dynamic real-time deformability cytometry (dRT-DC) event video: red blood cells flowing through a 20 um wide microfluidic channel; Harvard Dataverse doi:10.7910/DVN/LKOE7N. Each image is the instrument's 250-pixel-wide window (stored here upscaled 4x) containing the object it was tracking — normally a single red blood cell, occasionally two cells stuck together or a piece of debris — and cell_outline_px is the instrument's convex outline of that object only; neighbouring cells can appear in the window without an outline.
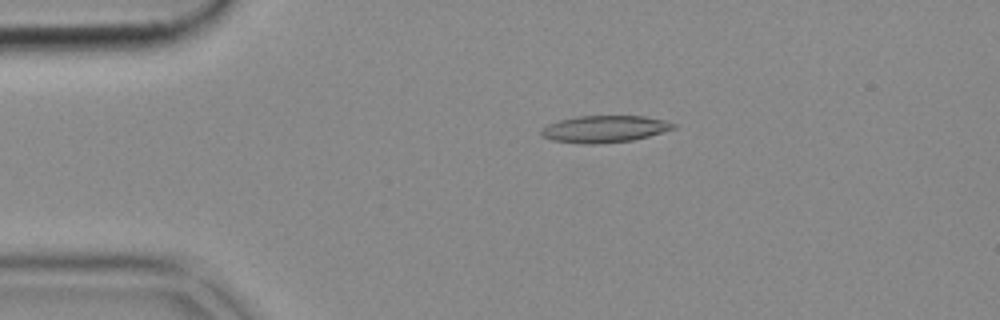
{"species": "common noctule bat (a hibernating species)", "species_latin": "Nyctalus noctula", "temperature_condition": "cold", "stored_images_in_passage": 52, "camera_frame_rate_fps": 3000, "um_per_image_px": 0.085, "animal": {"sex": "female", "body_mass_g": 18.4}, "frame": {"image": 1, "passage_image": 10, "time_ms": 3.0, "image_size_px": [1000, 320], "cell_outline_px": [[676, 128], [648, 136], [632, 140], [592, 144], [580, 144], [552, 140], [544, 136], [540, 132], [540, 128], [548, 124], [560, 120], [576, 116], [644, 116], [664, 120], [676, 124]], "centroid_in_image_um": [51.37, 10.96], "position_along_channel_um": 33.6, "area_um2": 20.63}}
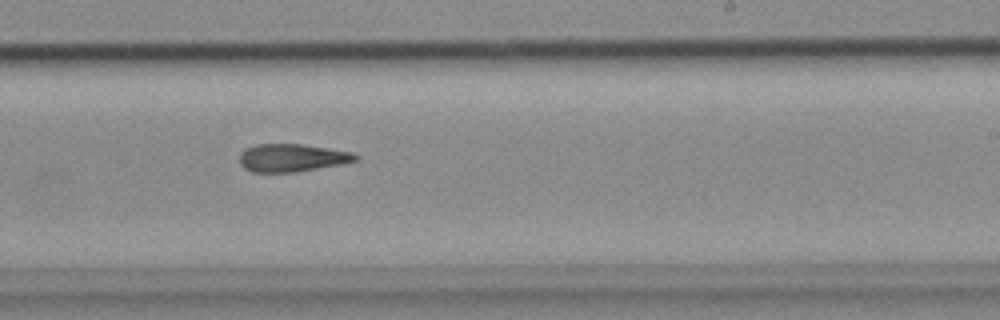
{"frame": {"image": 2, "passage_image": 31, "time_ms": 10.0, "image_size_px": [1000, 320], "cell_outline_px": [[360, 156], [356, 160], [340, 164], [296, 172], [252, 172], [244, 168], [240, 164], [240, 152], [244, 148], [256, 144], [300, 144], [352, 152]], "centroid_in_image_um": [24.77, 13.41], "position_along_channel_um": 264.2, "area_um2": 18.73}}
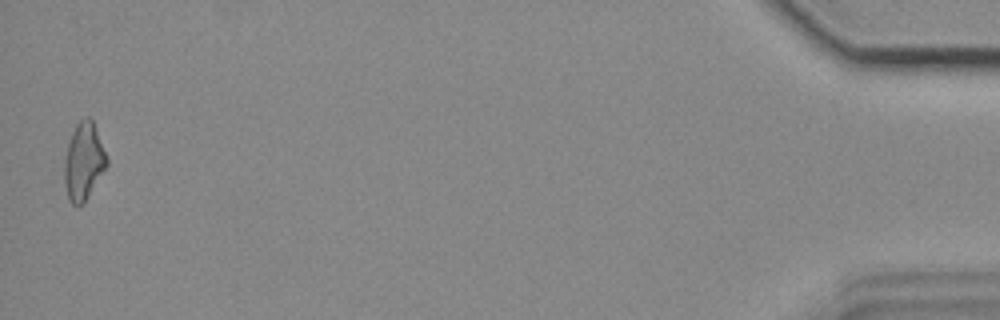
{"frame": {"image": 3, "passage_image": 51, "time_ms": 16.667, "image_size_px": [1000, 320], "cell_outline_px": [[108, 164], [84, 204], [76, 208], [68, 200], [64, 184], [64, 160], [68, 144], [72, 132], [76, 124], [80, 120], [88, 116], [92, 120], [108, 160]], "centroid_in_image_um": [7.09, 13.79], "position_along_channel_um": 428.1, "area_um2": 19.13}}